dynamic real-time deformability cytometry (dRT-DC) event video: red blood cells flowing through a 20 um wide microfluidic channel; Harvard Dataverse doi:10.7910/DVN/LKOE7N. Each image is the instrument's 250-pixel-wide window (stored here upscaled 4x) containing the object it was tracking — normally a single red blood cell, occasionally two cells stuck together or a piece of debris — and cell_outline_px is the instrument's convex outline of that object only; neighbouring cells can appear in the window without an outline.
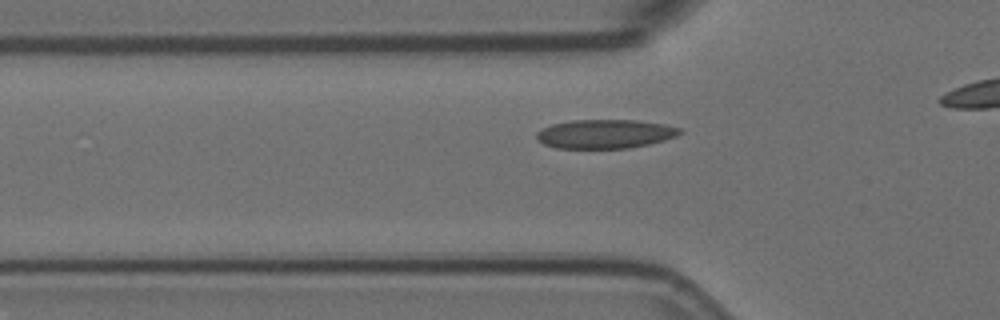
{"species": "Egyptian fruit bat (a non-hibernating species)", "species_latin": "Rousettus aegyptiacus", "temperature_condition": "room temperature", "stored_images_in_passage": 13, "camera_frame_rate_fps": 3000, "um_per_image_px": 0.085, "animal": {"sex": "female"}, "frame": {"image": 1, "passage_image": 3, "time_ms": 0.667, "image_size_px": [1000, 320], "cell_outline_px": [[684, 132], [676, 136], [664, 140], [648, 144], [628, 148], [556, 148], [544, 144], [536, 140], [536, 132], [552, 124], [572, 120], [636, 120], [664, 124], [680, 128]], "centroid_in_image_um": [51.42, 11.38], "position_along_channel_um": 74.4, "area_um2": 24.16}}
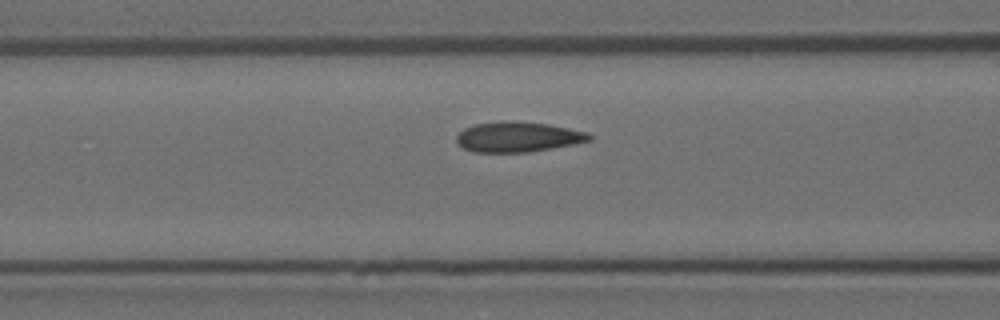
{"frame": {"image": 2, "passage_image": 7, "time_ms": 2.0, "image_size_px": [1000, 320], "cell_outline_px": [[592, 140], [572, 144], [528, 152], [472, 152], [456, 144], [456, 136], [464, 128], [476, 124], [504, 120], [508, 120], [548, 124], [588, 132], [592, 136]], "centroid_in_image_um": [43.99, 11.63], "position_along_channel_um": 122.6, "area_um2": 23.35}}
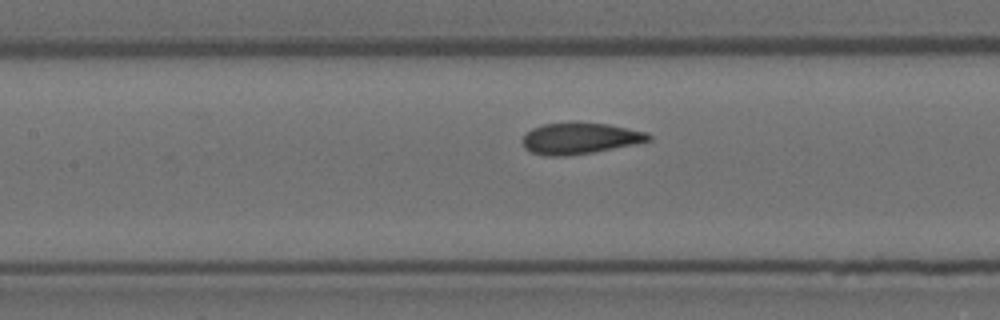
{"frame": {"image": 3, "passage_image": 10, "time_ms": 3.0, "image_size_px": [1000, 320], "cell_outline_px": [[652, 140], [592, 152], [564, 156], [544, 156], [532, 152], [524, 148], [524, 136], [532, 128], [544, 124], [608, 124], [648, 132], [652, 136]], "centroid_in_image_um": [49.31, 11.78], "position_along_channel_um": 158.1, "area_um2": 22.25}}